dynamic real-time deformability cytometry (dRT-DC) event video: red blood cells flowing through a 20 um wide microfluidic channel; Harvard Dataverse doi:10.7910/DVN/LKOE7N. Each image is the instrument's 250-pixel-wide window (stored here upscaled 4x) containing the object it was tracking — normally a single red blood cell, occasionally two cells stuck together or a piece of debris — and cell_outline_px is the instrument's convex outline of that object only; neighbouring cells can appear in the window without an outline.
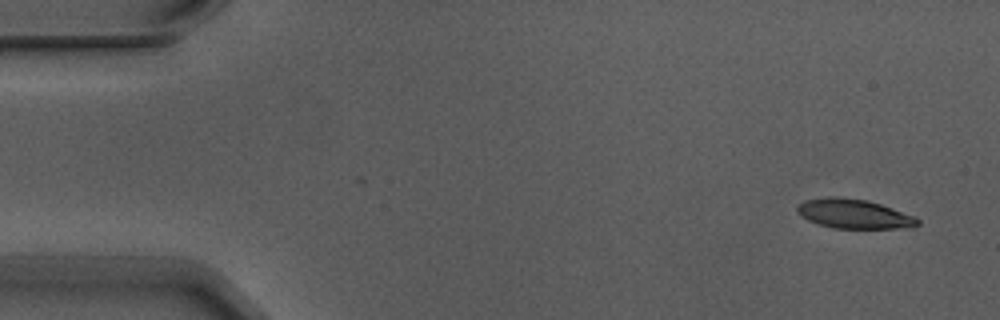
{"species": "Egyptian fruit bat (a non-hibernating species)", "species_latin": "Rousettus aegyptiacus", "temperature_condition": "warm", "stored_images_in_passage": 4, "camera_frame_rate_fps": 3000, "um_per_image_px": 0.085, "animal": {"sex": "male"}, "frame": {"image": 1, "passage_image": 1, "time_ms": 0.0, "image_size_px": [1000, 320], "cell_outline_px": [[920, 224], [912, 228], [832, 228], [808, 220], [796, 212], [796, 208], [804, 200], [832, 196], [868, 200], [916, 216], [920, 220]], "centroid_in_image_um": [72.62, 18.18], "position_along_channel_um": 12.4, "area_um2": 20.63}}